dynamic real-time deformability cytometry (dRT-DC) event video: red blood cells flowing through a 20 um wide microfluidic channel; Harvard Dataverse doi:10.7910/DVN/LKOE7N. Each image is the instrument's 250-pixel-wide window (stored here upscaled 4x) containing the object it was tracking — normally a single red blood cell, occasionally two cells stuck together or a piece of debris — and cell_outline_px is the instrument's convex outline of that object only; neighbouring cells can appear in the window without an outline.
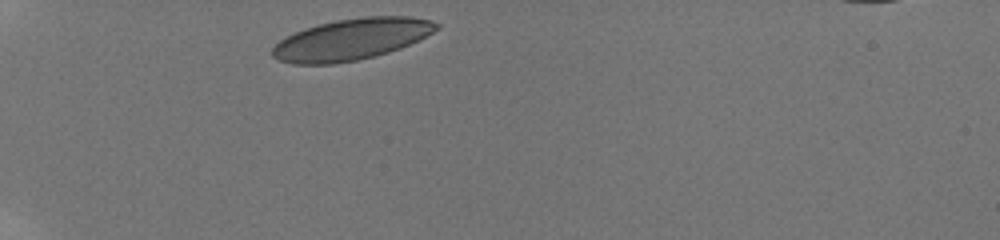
{"species": "human", "species_latin": "Homo sapiens", "temperature_condition": "room temperature", "stored_images_in_passage": 32, "camera_frame_rate_fps": 3000, "um_per_image_px": 0.085, "donor": {"sex": "male"}, "frame": {"image": 1, "passage_image": 1, "time_ms": 0.0, "image_size_px": [1000, 240], "cell_outline_px": [[440, 28], [400, 48], [388, 52], [356, 60], [332, 64], [292, 64], [280, 60], [272, 56], [272, 48], [280, 40], [304, 28], [336, 20], [364, 16], [408, 16], [432, 20], [440, 24]], "centroid_in_image_um": [29.87, 3.33], "position_along_channel_um": 55.1, "area_um2": 39.13}}
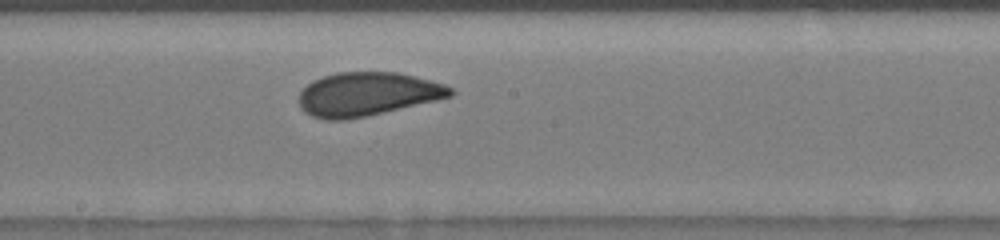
{"frame": {"image": 2, "passage_image": 16, "time_ms": 5.0, "image_size_px": [1000, 240], "cell_outline_px": [[456, 92], [452, 96], [436, 100], [364, 116], [344, 120], [328, 120], [312, 116], [304, 112], [300, 108], [300, 92], [312, 80], [336, 72], [396, 72], [444, 84], [452, 88]], "centroid_in_image_um": [31.2, 7.99], "position_along_channel_um": 217.0, "area_um2": 38.09}}
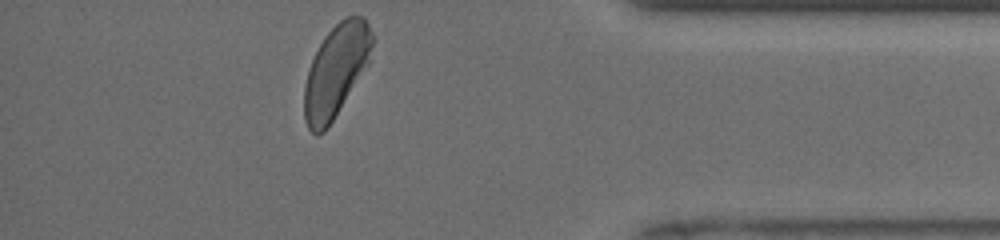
{"frame": {"image": 3, "passage_image": 32, "time_ms": 10.333, "image_size_px": [1000, 240], "cell_outline_px": [[376, 40], [368, 64], [328, 128], [324, 132], [316, 136], [308, 128], [304, 120], [304, 88], [308, 72], [312, 60], [324, 36], [340, 20], [348, 16], [364, 16]], "centroid_in_image_um": [28.58, 6.02], "position_along_channel_um": 406.6, "area_um2": 36.53}, "authors_computed_cell_mechanics": {"area_um2": 38.3214, "velocity_mm_per_s": 3.941, "shape_relaxation_time_tau1_ms": 3.9917, "shape_relaxation_time_tau2_ms": 0.7501, "deformation_change_tau1": 0.1199, "deformation_change_tau2": 0.0466}}